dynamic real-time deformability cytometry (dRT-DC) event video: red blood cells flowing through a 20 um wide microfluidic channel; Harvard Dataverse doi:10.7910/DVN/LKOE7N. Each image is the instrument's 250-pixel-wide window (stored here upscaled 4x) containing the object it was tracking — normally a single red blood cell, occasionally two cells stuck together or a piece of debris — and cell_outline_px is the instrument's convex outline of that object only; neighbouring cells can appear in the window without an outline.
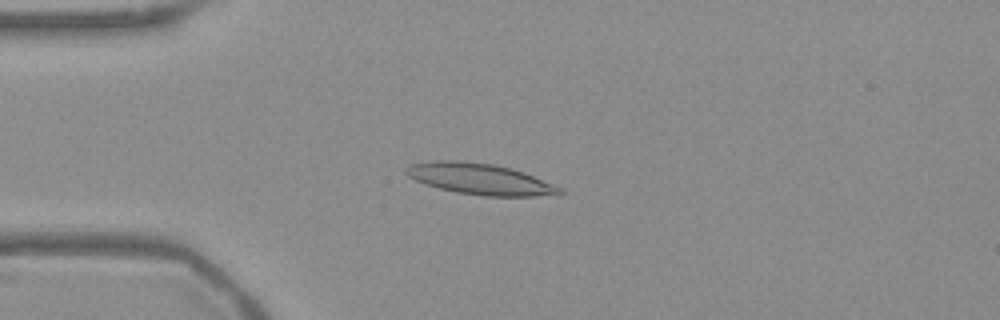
{"species": "Egyptian fruit bat (a non-hibernating species)", "species_latin": "Rousettus aegyptiacus", "temperature_condition": "warm", "stored_images_in_passage": 47, "camera_frame_rate_fps": 3000, "um_per_image_px": 0.085, "frame": {"image": 1, "passage_image": 7, "time_ms": 2.0, "image_size_px": [1000, 320], "cell_outline_px": [[564, 192], [560, 196], [484, 196], [456, 192], [424, 184], [408, 176], [404, 172], [404, 168], [412, 164], [428, 160], [456, 160], [492, 164], [512, 168], [524, 172], [564, 188]], "centroid_in_image_um": [40.84, 15.22], "position_along_channel_um": 44.2, "area_um2": 28.21}}
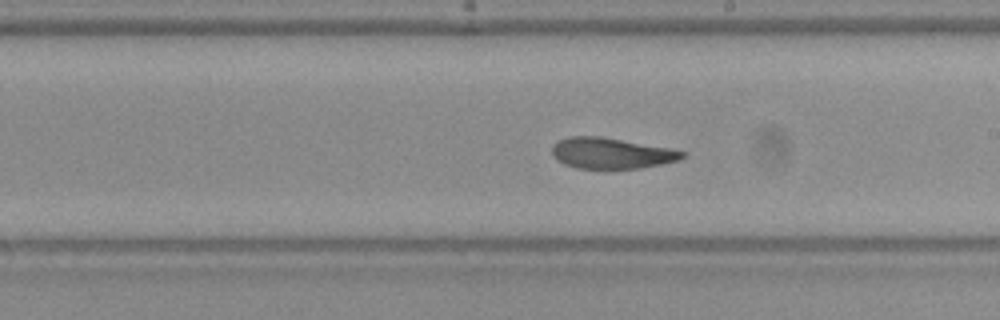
{"frame": {"image": 2, "passage_image": 24, "time_ms": 7.667, "image_size_px": [1000, 320], "cell_outline_px": [[684, 156], [680, 160], [640, 168], [576, 168], [564, 164], [556, 160], [552, 156], [552, 144], [556, 140], [568, 136], [600, 136], [668, 148], [684, 152]], "centroid_in_image_um": [51.87, 13.01], "position_along_channel_um": 237.1, "area_um2": 23.35}}
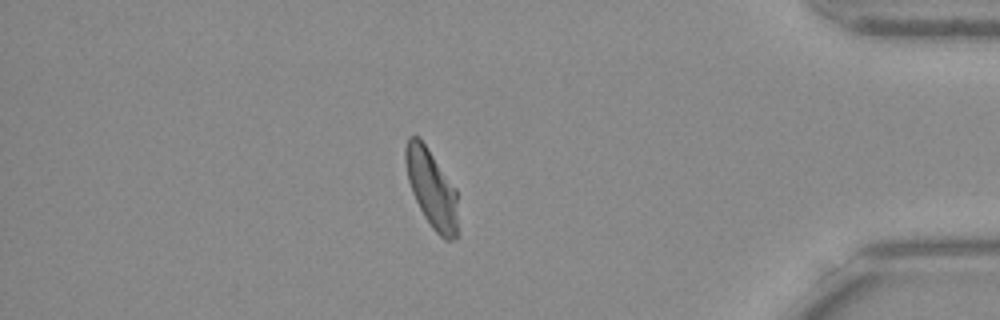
{"frame": {"image": 3, "passage_image": 40, "time_ms": 13.0, "image_size_px": [1000, 320], "cell_outline_px": [[460, 236], [452, 240], [444, 240], [432, 228], [424, 216], [412, 192], [408, 180], [404, 160], [404, 148], [408, 136], [416, 136], [424, 144], [456, 188]], "centroid_in_image_um": [36.72, 16.1], "position_along_channel_um": 398.5, "area_um2": 24.16}, "authors_computed_cell_mechanics": {"area_um2": 24.4494, "velocity_mm_per_s": 3.7388, "shape_relaxation_time_tau1_ms": 5.5646, "shape_relaxation_time_tau2_ms": 3.0445, "deformation_change_tau1": 0.186, "deformation_change_tau2": 0.0743}}